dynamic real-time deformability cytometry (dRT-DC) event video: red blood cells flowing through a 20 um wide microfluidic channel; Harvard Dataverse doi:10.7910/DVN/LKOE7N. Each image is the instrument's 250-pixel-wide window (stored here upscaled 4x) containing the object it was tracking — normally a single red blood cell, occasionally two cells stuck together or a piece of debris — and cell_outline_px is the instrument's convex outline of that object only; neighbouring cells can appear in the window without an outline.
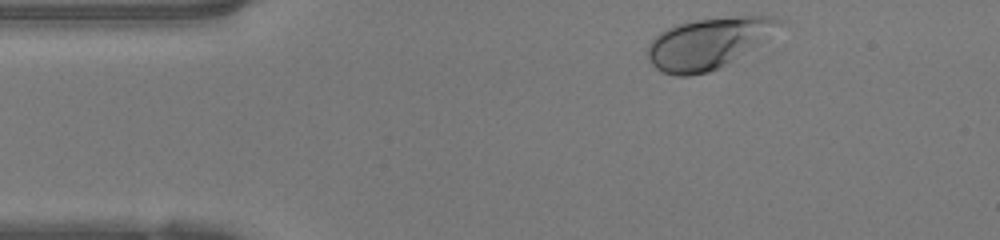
{"species": "human", "species_latin": "Homo sapiens", "temperature_condition": "warm", "stored_images_in_passage": 37, "camera_frame_rate_fps": 3000, "um_per_image_px": 0.085, "donor": {"sex": "female"}, "frame": {"image": 1, "passage_image": 1, "time_ms": 0.0, "image_size_px": [1000, 240], "cell_outline_px": [[784, 20], [752, 48], [720, 68], [708, 72], [688, 76], [676, 76], [660, 72], [648, 60], [648, 44], [660, 32], [676, 24], [688, 20], [740, 16], [772, 16]], "centroid_in_image_um": [60.1, 3.68], "position_along_channel_um": 24.9, "area_um2": 38.44}}
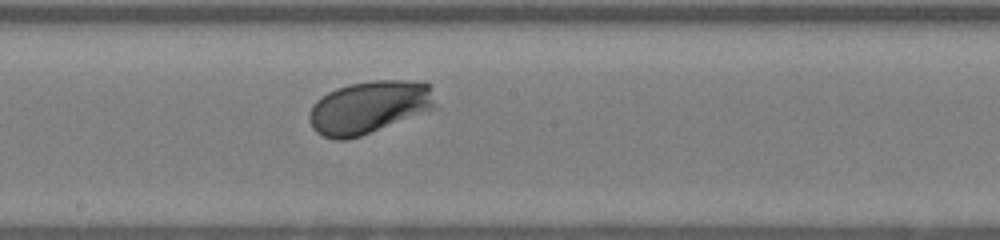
{"frame": {"image": 2, "passage_image": 19, "time_ms": 6.0, "image_size_px": [1000, 240], "cell_outline_px": [[440, 108], [360, 136], [344, 140], [336, 140], [324, 136], [316, 132], [312, 128], [308, 120], [308, 116], [312, 104], [320, 96], [336, 88], [348, 84], [372, 80], [424, 80], [432, 84]], "centroid_in_image_um": [31.46, 9.09], "position_along_channel_um": 216.7, "area_um2": 40.0}}
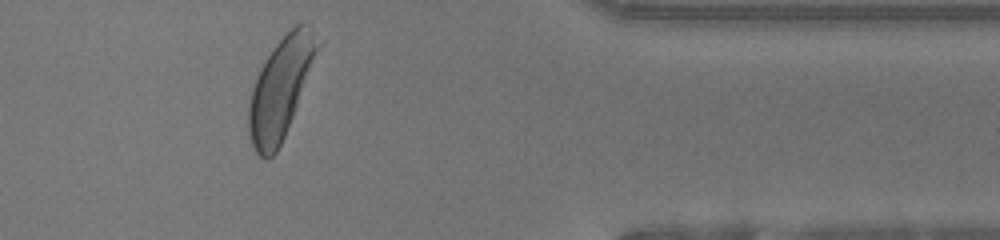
{"frame": {"image": 3, "passage_image": 33, "time_ms": 10.667, "image_size_px": [1000, 240], "cell_outline_px": [[324, 44], [284, 136], [276, 152], [268, 160], [264, 160], [256, 152], [252, 144], [248, 132], [248, 104], [252, 88], [256, 76], [264, 60], [272, 48], [296, 24], [308, 24], [324, 40]], "centroid_in_image_um": [23.91, 7.43], "position_along_channel_um": 387.5, "area_um2": 41.04}, "authors_computed_cell_mechanics": {"area_um2": 37.9168, "velocity_mm_per_s": 4.1951, "shape_relaxation_time_tau1_ms": 1.1338, "shape_relaxation_time_tau2_ms": null, "deformation_change_tau1": 0.112, "deformation_change_tau2": null}}